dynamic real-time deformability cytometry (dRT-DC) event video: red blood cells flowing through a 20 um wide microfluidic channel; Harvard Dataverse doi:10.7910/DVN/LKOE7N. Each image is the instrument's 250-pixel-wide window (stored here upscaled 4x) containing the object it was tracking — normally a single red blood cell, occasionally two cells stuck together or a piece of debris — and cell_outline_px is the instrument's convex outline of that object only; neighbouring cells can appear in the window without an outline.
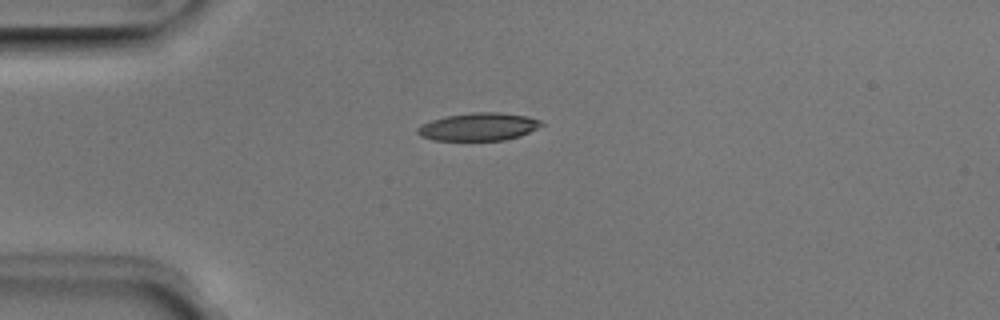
{"species": "Egyptian fruit bat (a non-hibernating species)", "species_latin": "Rousettus aegyptiacus", "temperature_condition": "room temperature", "stored_images_in_passage": 39, "camera_frame_rate_fps": 3000, "um_per_image_px": 0.085, "animal": {"sex": "male"}, "frame": {"image": 1, "passage_image": 1, "time_ms": 0.0, "image_size_px": [1000, 320], "cell_outline_px": [[544, 124], [520, 136], [504, 140], [432, 140], [420, 136], [416, 132], [416, 128], [432, 120], [444, 116], [472, 112], [500, 112], [528, 116], [540, 120]], "centroid_in_image_um": [40.66, 10.77], "position_along_channel_um": 44.3, "area_um2": 20.06}}
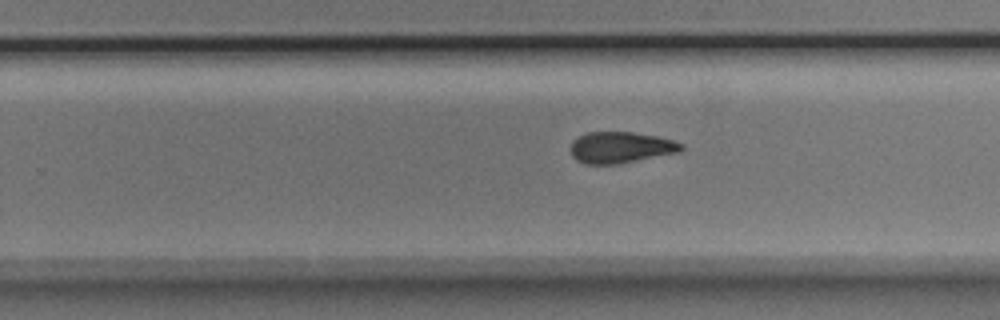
{"frame": {"image": 2, "passage_image": 20, "time_ms": 6.333, "image_size_px": [1000, 320], "cell_outline_px": [[684, 148], [680, 152], [616, 164], [584, 164], [576, 160], [572, 156], [572, 144], [580, 136], [588, 132], [632, 132], [656, 136], [672, 140], [684, 144]], "centroid_in_image_um": [52.79, 12.54], "position_along_channel_um": 277.0, "area_um2": 19.94}}
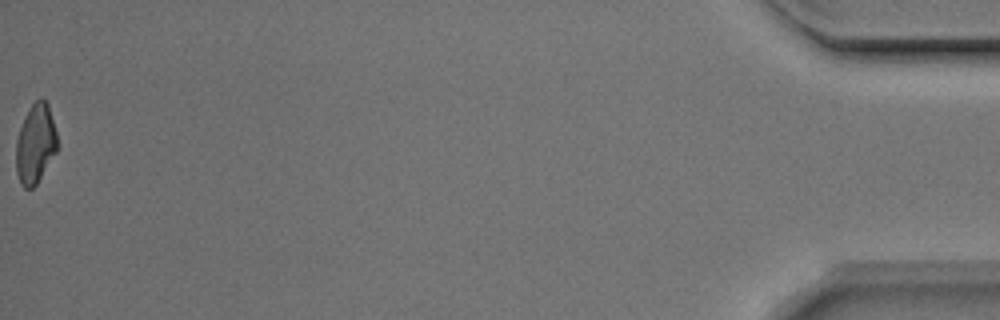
{"frame": {"image": 3, "passage_image": 39, "time_ms": 12.667, "image_size_px": [1000, 320], "cell_outline_px": [[60, 148], [36, 184], [32, 188], [24, 188], [20, 184], [16, 172], [16, 140], [24, 116], [32, 104], [40, 96], [48, 104], [56, 132]], "centroid_in_image_um": [3.03, 12.23], "position_along_channel_um": 432.2, "area_um2": 19.36}, "authors_computed_cell_mechanics": {"area_um2": 20.6346, "velocity_mm_per_s": 4.0234, "shape_relaxation_time_tau1_ms": 4.3293, "shape_relaxation_time_tau2_ms": 5.3622, "deformation_change_tau1": 0.1436, "deformation_change_tau2": 0.1468}}